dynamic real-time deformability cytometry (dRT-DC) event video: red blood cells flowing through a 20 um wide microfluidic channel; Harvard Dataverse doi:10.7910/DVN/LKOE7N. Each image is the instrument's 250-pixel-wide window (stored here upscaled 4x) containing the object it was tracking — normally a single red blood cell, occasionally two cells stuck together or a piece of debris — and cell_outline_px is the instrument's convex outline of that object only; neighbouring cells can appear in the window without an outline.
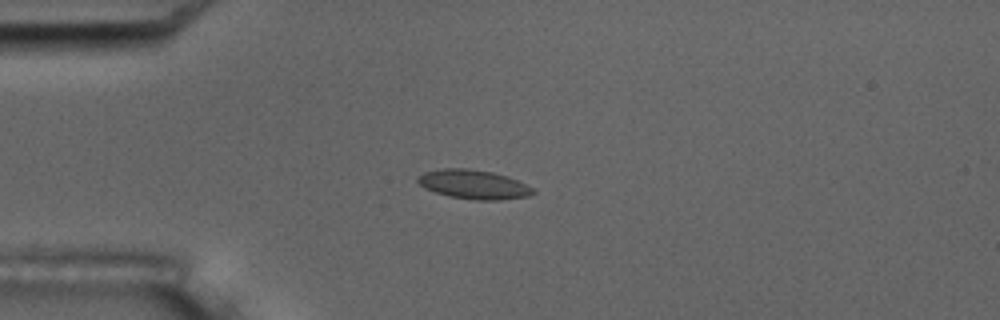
{"species": "common noctule bat (a hibernating species)", "species_latin": "Nyctalus noctula", "temperature_condition": "room temperature", "stored_images_in_passage": 42, "camera_frame_rate_fps": 3000, "um_per_image_px": 0.085, "animal": {"sex": "male", "body_mass_g": 17.5, "forearm_length_mm": 52.3}, "frame": {"image": 1, "passage_image": 1, "time_ms": 0.0, "image_size_px": [1000, 320], "cell_outline_px": [[536, 192], [528, 196], [500, 200], [476, 200], [448, 196], [424, 188], [416, 180], [416, 176], [424, 172], [444, 168], [468, 168], [492, 172], [508, 176], [532, 188]], "centroid_in_image_um": [40.22, 15.67], "position_along_channel_um": 44.8, "area_um2": 19.54}}
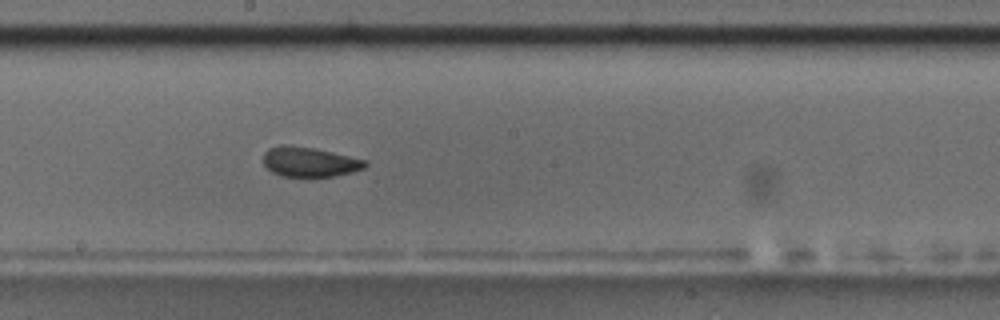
{"frame": {"image": 2, "passage_image": 17, "time_ms": 5.333, "image_size_px": [1000, 320], "cell_outline_px": [[368, 164], [364, 168], [352, 172], [332, 176], [284, 176], [272, 172], [264, 164], [264, 152], [268, 148], [280, 144], [288, 144], [316, 148], [368, 160]], "centroid_in_image_um": [26.32, 13.73], "position_along_channel_um": 221.9, "area_um2": 17.8}}
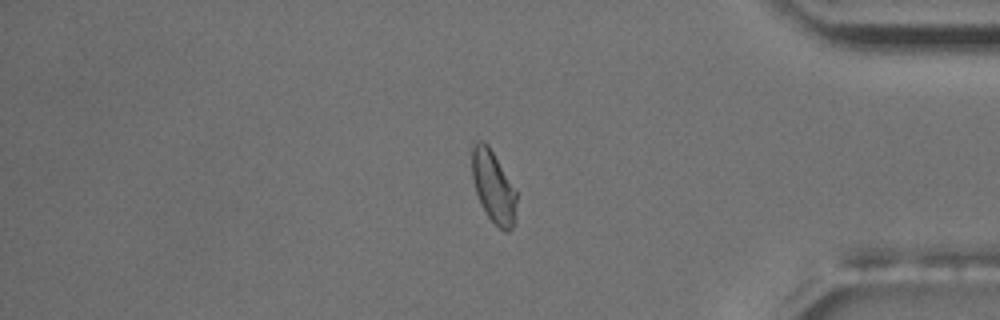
{"frame": {"image": 3, "passage_image": 33, "time_ms": 10.667, "image_size_px": [1000, 320], "cell_outline_px": [[516, 224], [508, 232], [504, 232], [488, 216], [476, 192], [472, 176], [472, 140], [480, 140], [488, 144], [516, 188]], "centroid_in_image_um": [41.96, 15.85], "position_along_channel_um": 393.2, "area_um2": 18.9}, "authors_computed_cell_mechanics": {"area_um2": 18.2937, "velocity_mm_per_s": 3.6809, "shape_relaxation_time_tau1_ms": null, "shape_relaxation_time_tau2_ms": 1.2665, "deformation_change_tau1": null, "deformation_change_tau2": 0.0676}}